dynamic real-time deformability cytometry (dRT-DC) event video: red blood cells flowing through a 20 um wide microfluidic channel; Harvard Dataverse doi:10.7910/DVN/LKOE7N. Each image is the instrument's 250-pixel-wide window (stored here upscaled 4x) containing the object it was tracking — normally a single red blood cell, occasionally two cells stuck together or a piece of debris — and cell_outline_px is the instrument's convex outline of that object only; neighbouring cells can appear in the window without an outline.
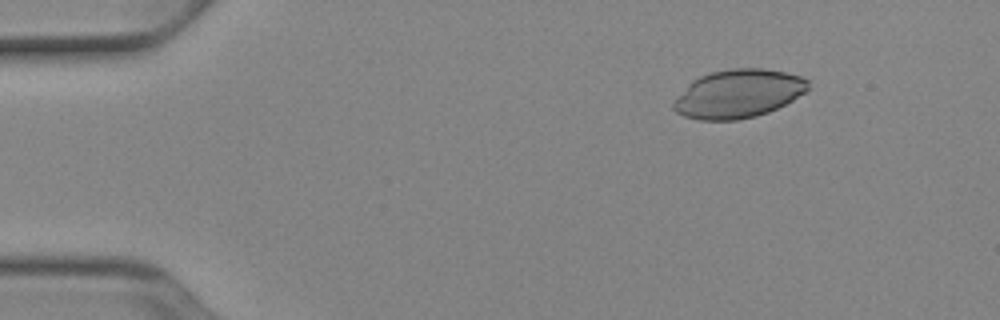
{"species": "Egyptian fruit bat (a non-hibernating species)", "species_latin": "Rousettus aegyptiacus", "temperature_condition": "cold", "stored_images_in_passage": 45, "camera_frame_rate_fps": 3000, "um_per_image_px": 0.085, "animal": {"sex": "female"}, "frame": {"image": 1, "passage_image": 1, "time_ms": 0.0, "image_size_px": [1000, 320], "cell_outline_px": [[808, 88], [804, 92], [792, 100], [768, 112], [756, 116], [736, 120], [700, 120], [684, 116], [676, 112], [672, 108], [672, 104], [688, 84], [692, 80], [700, 76], [712, 72], [732, 68], [764, 68], [784, 72], [800, 76], [808, 80]], "centroid_in_image_um": [62.73, 7.96], "position_along_channel_um": 22.3, "area_um2": 37.69}}